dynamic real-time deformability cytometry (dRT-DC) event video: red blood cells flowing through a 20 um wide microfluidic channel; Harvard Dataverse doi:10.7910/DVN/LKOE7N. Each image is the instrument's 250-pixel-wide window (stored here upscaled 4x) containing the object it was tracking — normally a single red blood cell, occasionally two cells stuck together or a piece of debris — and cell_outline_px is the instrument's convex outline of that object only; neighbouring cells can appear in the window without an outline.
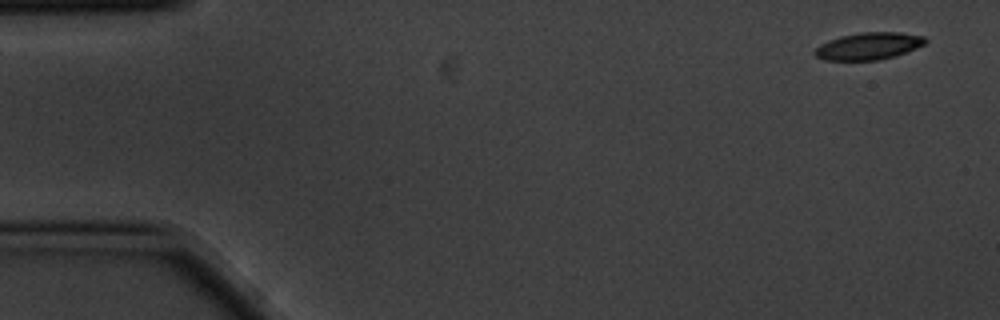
{"species": "common noctule bat (a hibernating species)", "species_latin": "Nyctalus noctula", "temperature_condition": "cold", "stored_images_in_passage": 5, "camera_frame_rate_fps": 3000, "um_per_image_px": 0.085, "animal": {"sex": "male", "body_mass_g": 20.1, "forearm_length_mm": 53.5}, "frame": {"image": 1, "passage_image": 1, "time_ms": 0.0, "image_size_px": [1000, 320], "cell_outline_px": [[928, 40], [924, 44], [916, 48], [880, 60], [824, 60], [816, 56], [812, 52], [820, 44], [828, 40], [840, 36], [860, 32], [900, 32], [924, 36]], "centroid_in_image_um": [73.8, 3.91], "position_along_channel_um": 11.2, "area_um2": 17.46}}
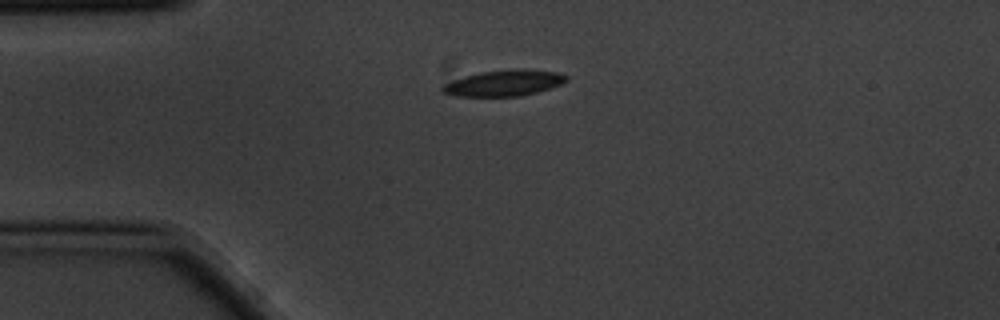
{"frame": {"image": 2, "passage_image": 4, "time_ms": 1.0, "image_size_px": [1000, 320], "cell_outline_px": [[568, 80], [560, 84], [536, 92], [520, 96], [456, 96], [440, 92], [440, 88], [444, 84], [464, 76], [480, 72], [516, 68], [524, 68], [560, 72], [568, 76]], "centroid_in_image_um": [42.84, 7.04], "position_along_channel_um": 42.2, "area_um2": 18.9}}